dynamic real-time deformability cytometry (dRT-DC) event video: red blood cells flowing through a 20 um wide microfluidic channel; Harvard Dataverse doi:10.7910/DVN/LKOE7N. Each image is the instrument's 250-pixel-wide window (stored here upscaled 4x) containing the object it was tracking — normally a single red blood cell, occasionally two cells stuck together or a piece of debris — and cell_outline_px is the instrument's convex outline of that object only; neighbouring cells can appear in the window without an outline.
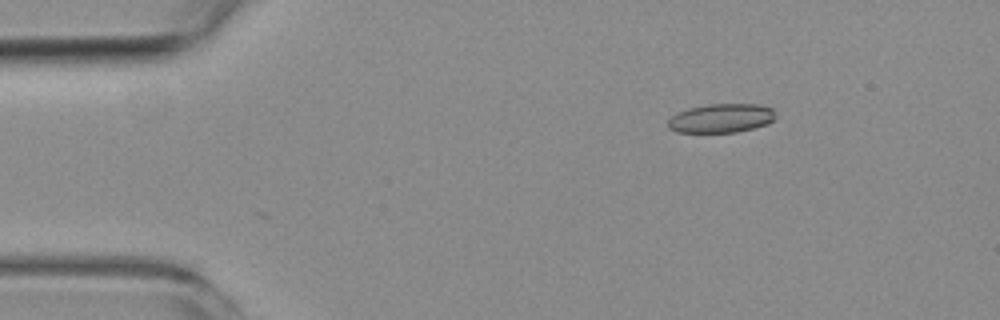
{"species": "common noctule bat (a hibernating species)", "species_latin": "Nyctalus noctula", "temperature_condition": "room temperature", "stored_images_in_passage": 2, "camera_frame_rate_fps": 3000, "um_per_image_px": 0.085, "animal": {"sex": "female", "body_mass_g": 19.3, "forearm_length_mm": 54.1}, "frame": {"image": 1, "passage_image": 2, "time_ms": 1.333, "image_size_px": [1000, 320], "cell_outline_px": [[776, 116], [768, 124], [736, 132], [676, 132], [668, 128], [668, 120], [672, 116], [688, 108], [708, 104], [760, 104], [772, 108]], "centroid_in_image_um": [61.31, 10.04], "position_along_channel_um": 23.7, "area_um2": 18.09}}